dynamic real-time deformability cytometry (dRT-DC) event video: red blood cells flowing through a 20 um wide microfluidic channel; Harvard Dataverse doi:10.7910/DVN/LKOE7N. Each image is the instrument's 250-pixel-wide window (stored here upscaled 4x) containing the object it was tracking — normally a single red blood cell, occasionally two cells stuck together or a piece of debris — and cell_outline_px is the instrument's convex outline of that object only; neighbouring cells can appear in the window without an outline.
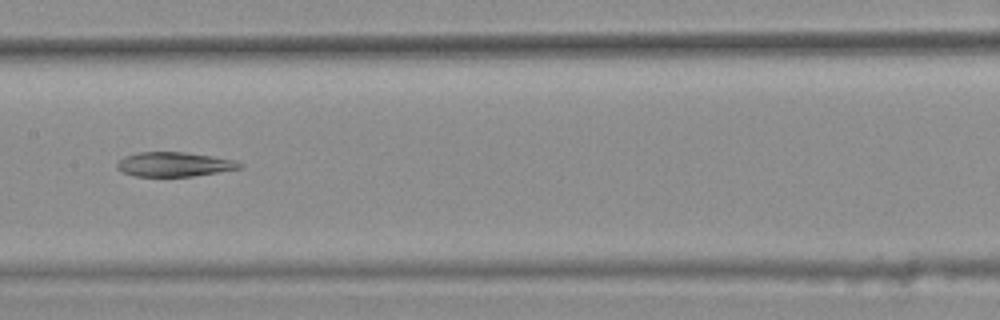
{"species": "common noctule bat (a hibernating species)", "species_latin": "Nyctalus noctula", "temperature_condition": "warm", "stored_images_in_passage": 7, "camera_frame_rate_fps": 3000, "um_per_image_px": 0.085, "animal": {"sex": "female", "body_mass_g": 25.1}, "frame": {"image": 1, "passage_image": 7, "time_ms": 2.0, "image_size_px": [1000, 320], "cell_outline_px": [[244, 168], [192, 176], [136, 176], [120, 172], [116, 168], [116, 164], [124, 156], [136, 152], [188, 152], [236, 160], [244, 164]], "centroid_in_image_um": [14.82, 13.96], "position_along_channel_um": 192.6, "area_um2": 17.69}}